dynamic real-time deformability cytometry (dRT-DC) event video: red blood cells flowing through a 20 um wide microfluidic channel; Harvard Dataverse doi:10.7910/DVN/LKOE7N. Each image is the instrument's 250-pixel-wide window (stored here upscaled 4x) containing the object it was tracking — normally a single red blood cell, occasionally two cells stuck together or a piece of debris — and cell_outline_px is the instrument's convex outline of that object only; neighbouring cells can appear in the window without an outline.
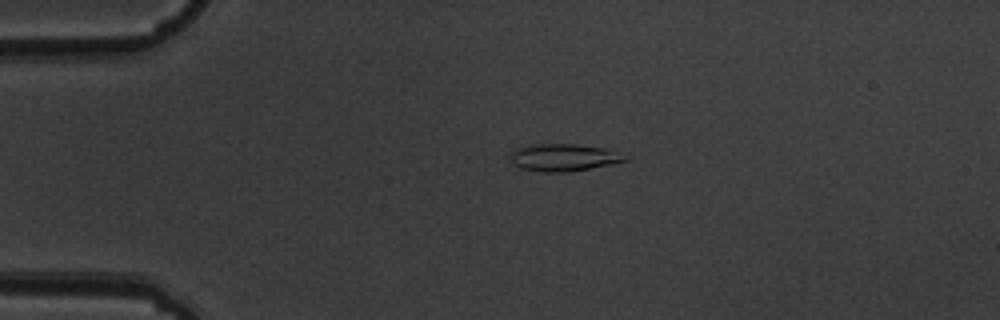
{"species": "common noctule bat (a hibernating species)", "species_latin": "Nyctalus noctula", "temperature_condition": "warm", "stored_images_in_passage": 4, "camera_frame_rate_fps": 3000, "um_per_image_px": 0.085, "animal": {"sex": "male", "body_mass_g": 19.5, "forearm_length_mm": 54.6}, "frame": {"image": 1, "passage_image": 3, "time_ms": 0.667, "image_size_px": [1000, 320], "cell_outline_px": [[628, 160], [612, 164], [568, 172], [544, 172], [520, 168], [512, 164], [508, 160], [508, 156], [516, 148], [528, 144], [576, 144], [604, 148], [616, 152]], "centroid_in_image_um": [47.79, 13.38], "position_along_channel_um": 37.2, "area_um2": 18.26}}